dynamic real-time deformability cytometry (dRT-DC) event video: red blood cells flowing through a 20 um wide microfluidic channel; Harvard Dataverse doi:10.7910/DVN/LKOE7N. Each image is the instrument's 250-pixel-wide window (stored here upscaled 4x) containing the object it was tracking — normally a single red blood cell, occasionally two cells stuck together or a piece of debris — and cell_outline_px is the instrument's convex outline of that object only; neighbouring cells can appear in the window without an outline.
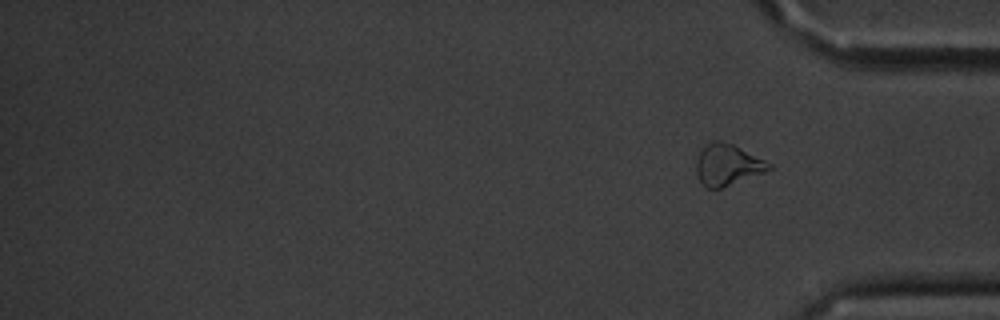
{"species": "common noctule bat (a hibernating species)", "species_latin": "Nyctalus noctula", "temperature_condition": "cold", "stored_images_in_passage": 12, "segment_of_instrument_passage": [2, 2], "camera_frame_rate_fps": 3000, "um_per_image_px": 0.085, "animal": {"sex": "male", "body_mass_g": 20.1, "forearm_length_mm": 53.5}, "frame": {"image": 1, "passage_image": 12, "time_ms": 13.667, "image_size_px": [1000, 320], "cell_outline_px": [[772, 168], [764, 172], [720, 188], [708, 188], [700, 180], [696, 172], [696, 160], [700, 152], [712, 140], [720, 140], [732, 144], [772, 164]], "centroid_in_image_um": [61.82, 14.0], "position_along_channel_um": 373.4, "area_um2": 16.99}}